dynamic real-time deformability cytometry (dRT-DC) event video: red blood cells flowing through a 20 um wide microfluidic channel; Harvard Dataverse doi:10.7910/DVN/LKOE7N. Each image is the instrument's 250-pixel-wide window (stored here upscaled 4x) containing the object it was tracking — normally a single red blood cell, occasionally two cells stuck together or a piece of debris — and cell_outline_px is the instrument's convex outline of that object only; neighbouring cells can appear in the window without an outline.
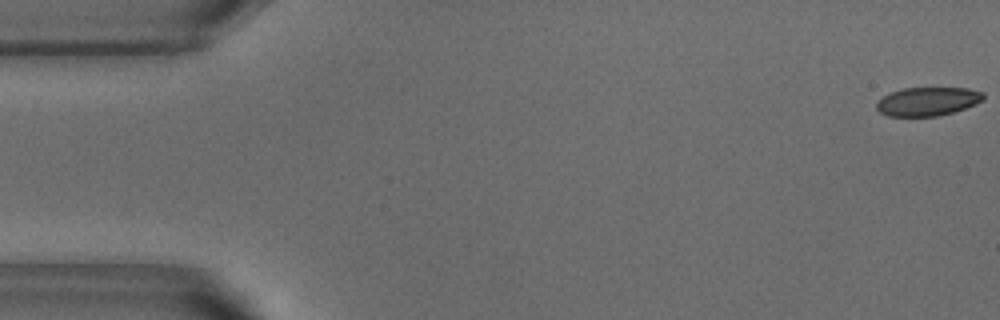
{"species": "common noctule bat (a hibernating species)", "species_latin": "Nyctalus noctula", "temperature_condition": "warm", "stored_images_in_passage": 47, "camera_frame_rate_fps": 3000, "um_per_image_px": 0.085, "animal": {"sex": "male", "body_mass_g": 18.8}, "frame": {"image": 1, "passage_image": 1, "time_ms": 0.0, "image_size_px": [1000, 320], "cell_outline_px": [[984, 100], [976, 104], [952, 112], [936, 116], [888, 116], [880, 112], [876, 108], [876, 104], [884, 96], [892, 92], [904, 88], [968, 88], [984, 92]], "centroid_in_image_um": [78.88, 8.62], "position_along_channel_um": 6.1, "area_um2": 17.69}}
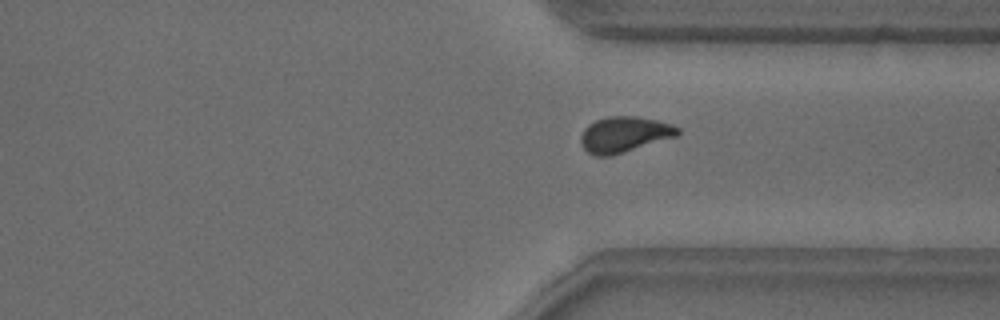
{"frame": {"image": 2, "passage_image": 39, "time_ms": 12.667, "image_size_px": [1000, 320], "cell_outline_px": [[680, 132], [676, 136], [612, 156], [596, 156], [588, 152], [584, 148], [580, 140], [580, 136], [584, 128], [588, 124], [596, 120], [608, 116], [636, 116], [656, 120], [672, 124], [680, 128]], "centroid_in_image_um": [53.05, 11.42], "position_along_channel_um": 358.3, "area_um2": 20.17}}
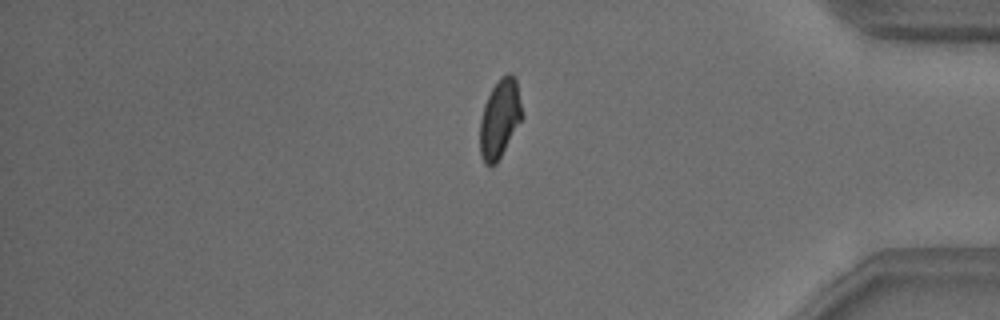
{"frame": {"image": 3, "passage_image": 44, "time_ms": 14.333, "image_size_px": [1000, 320], "cell_outline_px": [[524, 116], [496, 164], [484, 164], [480, 156], [480, 120], [484, 104], [492, 88], [500, 76], [508, 72], [512, 72], [516, 76]], "centroid_in_image_um": [42.5, 10.03], "position_along_channel_um": 392.7, "area_um2": 19.59}, "authors_computed_cell_mechanics": {"area_um2": 19.7676, "velocity_mm_per_s": 3.8202, "shape_relaxation_time_tau1_ms": 5.3821, "shape_relaxation_time_tau2_ms": 1.0078, "deformation_change_tau1": 0.1398, "deformation_change_tau2": 0.0623}}